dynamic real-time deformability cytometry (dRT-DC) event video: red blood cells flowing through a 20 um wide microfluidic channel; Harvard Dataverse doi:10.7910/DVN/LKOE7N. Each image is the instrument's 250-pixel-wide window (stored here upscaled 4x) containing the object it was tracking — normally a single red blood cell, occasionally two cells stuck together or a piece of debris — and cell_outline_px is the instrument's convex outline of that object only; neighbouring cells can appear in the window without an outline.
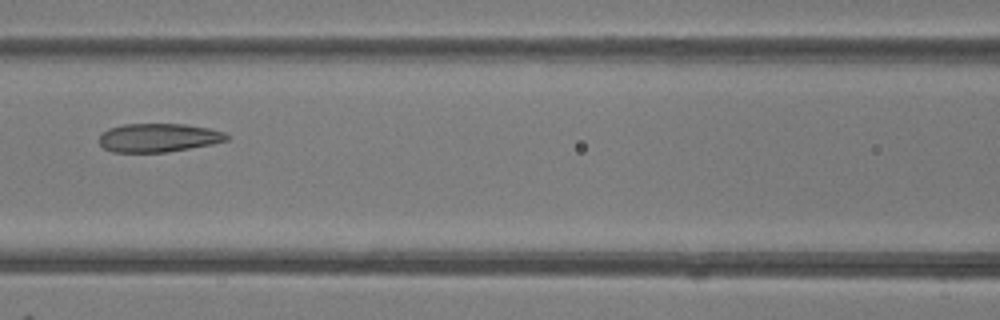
{"species": "common noctule bat (a hibernating species)", "species_latin": "Nyctalus noctula", "temperature_condition": "room temperature", "stored_images_in_passage": 6, "camera_frame_rate_fps": 3000, "um_per_image_px": 0.085, "animal": {"sex": "female"}, "frame": {"image": 1, "passage_image": 6, "time_ms": 6.667, "image_size_px": [1000, 320], "cell_outline_px": [[232, 136], [228, 140], [212, 144], [168, 152], [112, 152], [104, 148], [100, 144], [100, 136], [108, 128], [124, 124], [184, 124], [208, 128], [224, 132]], "centroid_in_image_um": [13.5, 11.7], "position_along_channel_um": 153.1, "area_um2": 21.27}}